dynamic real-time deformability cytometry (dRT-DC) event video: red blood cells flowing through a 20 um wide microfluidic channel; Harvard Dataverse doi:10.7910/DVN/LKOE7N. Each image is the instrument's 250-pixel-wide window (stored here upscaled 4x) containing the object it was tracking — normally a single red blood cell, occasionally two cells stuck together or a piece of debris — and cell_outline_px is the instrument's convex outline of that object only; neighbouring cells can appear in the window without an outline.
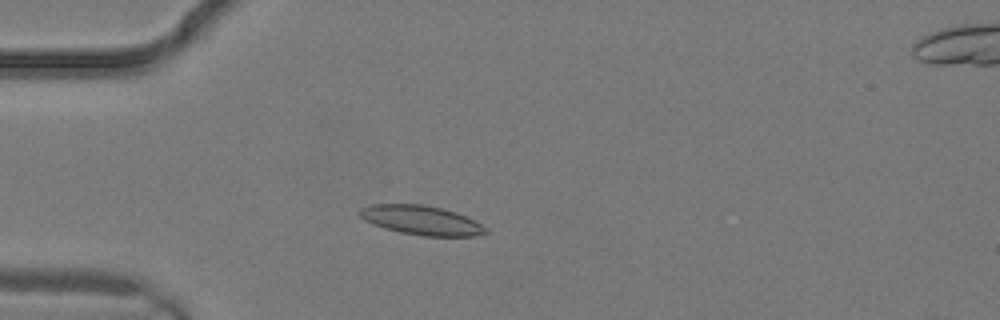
{"species": "common noctule bat (a hibernating species)", "species_latin": "Nyctalus noctula", "temperature_condition": "warm", "stored_images_in_passage": 4, "camera_frame_rate_fps": 3000, "um_per_image_px": 0.085, "animal": {"sex": "male", "body_mass_g": 19.2, "forearm_length_mm": 51.8}, "frame": {"image": 1, "passage_image": 2, "time_ms": 0.333, "image_size_px": [1000, 320], "cell_outline_px": [[488, 232], [472, 236], [424, 236], [400, 232], [372, 224], [364, 220], [360, 216], [360, 208], [372, 204], [424, 204], [456, 212], [488, 228]], "centroid_in_image_um": [35.79, 18.72], "position_along_channel_um": 49.2, "area_um2": 21.27}}